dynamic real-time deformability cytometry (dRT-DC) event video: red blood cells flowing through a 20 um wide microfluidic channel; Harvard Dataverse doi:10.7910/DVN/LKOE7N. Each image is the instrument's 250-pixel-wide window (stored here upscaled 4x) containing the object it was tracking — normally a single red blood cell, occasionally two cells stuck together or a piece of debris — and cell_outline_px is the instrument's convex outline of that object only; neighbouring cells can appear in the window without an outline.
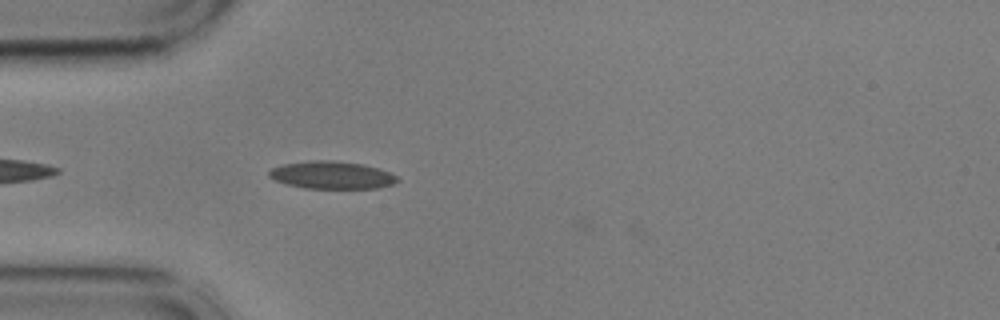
{"species": "common noctule bat (a hibernating species)", "species_latin": "Nyctalus noctula", "temperature_condition": "cold", "stored_images_in_passage": 4, "camera_frame_rate_fps": 3000, "um_per_image_px": 0.085, "animal": {"sex": "male", "body_mass_g": 17.9, "forearm_length_mm": 54.2}, "frame": {"image": 1, "passage_image": 3, "time_ms": 0.667, "image_size_px": [1000, 320], "cell_outline_px": [[400, 180], [392, 184], [376, 188], [304, 188], [284, 184], [272, 180], [268, 176], [268, 172], [272, 168], [284, 164], [308, 160], [332, 160], [364, 164], [388, 172], [396, 176]], "centroid_in_image_um": [28.14, 14.88], "position_along_channel_um": 56.9, "area_um2": 20.69}}